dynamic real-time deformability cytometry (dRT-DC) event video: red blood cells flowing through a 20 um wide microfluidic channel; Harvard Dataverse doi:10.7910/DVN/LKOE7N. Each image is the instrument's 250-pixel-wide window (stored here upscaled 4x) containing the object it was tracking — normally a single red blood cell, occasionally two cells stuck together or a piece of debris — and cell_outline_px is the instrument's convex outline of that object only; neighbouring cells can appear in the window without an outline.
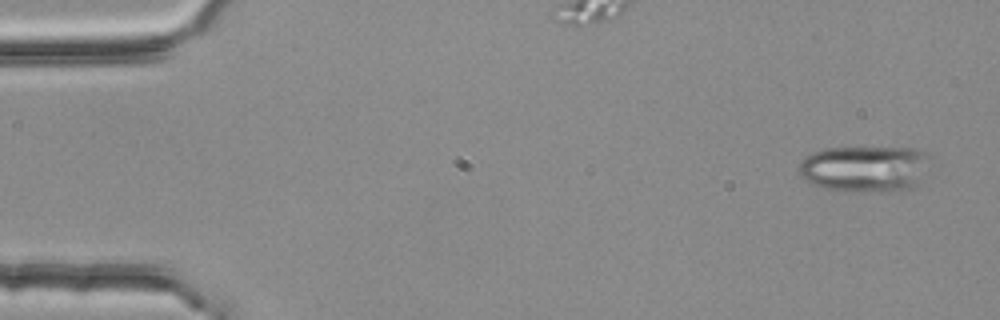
{"species": "common noctule bat (a hibernating species)", "species_latin": "Nyctalus noctula", "temperature_condition": "room temperature", "stored_images_in_passage": 3, "camera_frame_rate_fps": 3000, "um_per_image_px": 0.085, "animal": {"sex": "female", "body_mass_g": 25.1}, "frame": {"image": 1, "passage_image": 1, "time_ms": 0.0, "image_size_px": [1000, 320], "cell_outline_px": [[924, 156], [920, 180], [912, 188], [892, 192], [824, 188], [812, 184], [804, 180], [800, 176], [800, 164], [812, 152], [824, 148], [916, 148], [924, 152]], "centroid_in_image_um": [73.43, 14.34], "position_along_channel_um": 11.6, "area_um2": 34.33}}